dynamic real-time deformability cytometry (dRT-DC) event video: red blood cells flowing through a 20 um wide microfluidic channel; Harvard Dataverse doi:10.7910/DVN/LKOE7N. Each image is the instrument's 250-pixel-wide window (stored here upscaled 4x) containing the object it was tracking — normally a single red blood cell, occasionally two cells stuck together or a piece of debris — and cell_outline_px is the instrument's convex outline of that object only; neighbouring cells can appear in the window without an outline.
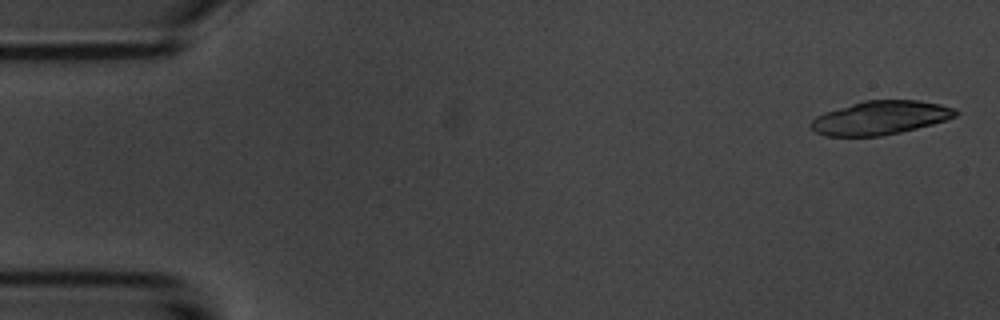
{"species": "common noctule bat (a hibernating species)", "species_latin": "Nyctalus noctula", "temperature_condition": "room temperature", "stored_images_in_passage": 5, "camera_frame_rate_fps": 3000, "um_per_image_px": 0.085, "animal": {"sex": "male", "body_mass_g": 20.1, "forearm_length_mm": 53.5}, "frame": {"image": 1, "passage_image": 1, "time_ms": 0.0, "image_size_px": [1000, 320], "cell_outline_px": [[960, 112], [956, 116], [932, 124], [900, 132], [880, 136], [824, 136], [816, 132], [808, 124], [816, 116], [824, 112], [864, 100], [920, 100], [940, 104], [956, 108]], "centroid_in_image_um": [74.82, 10.0], "position_along_channel_um": 10.2, "area_um2": 28.44}}